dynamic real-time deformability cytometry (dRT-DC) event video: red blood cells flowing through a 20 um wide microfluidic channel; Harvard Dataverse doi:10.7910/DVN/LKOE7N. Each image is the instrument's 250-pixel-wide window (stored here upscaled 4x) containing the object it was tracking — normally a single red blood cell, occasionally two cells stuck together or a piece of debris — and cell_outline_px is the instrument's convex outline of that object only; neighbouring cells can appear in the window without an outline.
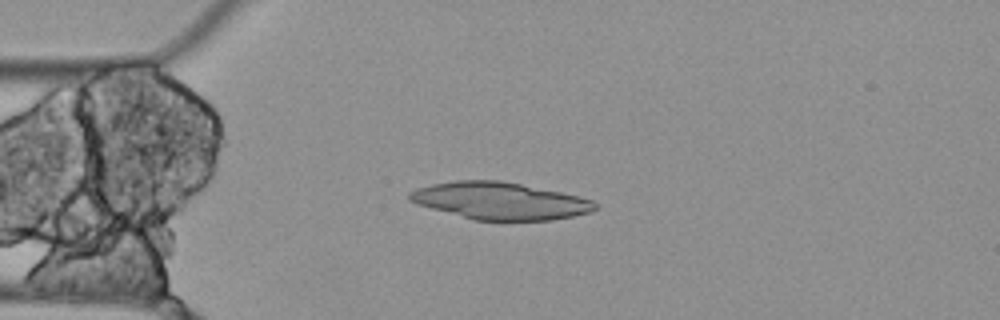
{"species": "Egyptian fruit bat (a non-hibernating species)", "species_latin": "Rousettus aegyptiacus", "temperature_condition": "cold", "stored_images_in_passage": 10, "segment_of_instrument_passage": [2, 2], "camera_frame_rate_fps": 3000, "um_per_image_px": 0.085, "animal": {"sex": "female"}, "frame": {"image": 1, "passage_image": 4, "time_ms": 1.0, "image_size_px": [1000, 320], "cell_outline_px": [[596, 208], [592, 212], [552, 220], [472, 220], [416, 204], [408, 200], [408, 192], [416, 188], [432, 184], [456, 180], [500, 180], [560, 192], [592, 200], [596, 204]], "centroid_in_image_um": [42.43, 17.07], "position_along_channel_um": 42.6, "area_um2": 40.06}}